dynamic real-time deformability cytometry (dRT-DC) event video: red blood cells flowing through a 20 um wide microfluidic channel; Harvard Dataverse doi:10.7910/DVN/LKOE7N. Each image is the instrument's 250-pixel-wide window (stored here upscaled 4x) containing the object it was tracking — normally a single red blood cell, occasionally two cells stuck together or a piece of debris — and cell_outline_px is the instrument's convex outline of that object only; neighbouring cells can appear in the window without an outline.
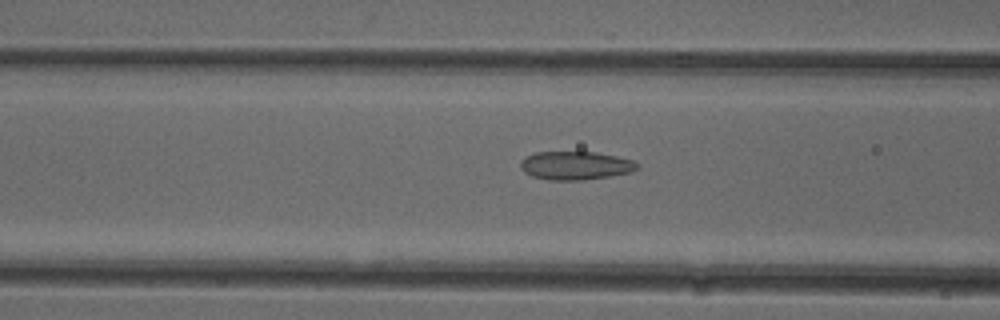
{"species": "common noctule bat (a hibernating species)", "species_latin": "Nyctalus noctula", "temperature_condition": "cold", "stored_images_in_passage": 53, "camera_frame_rate_fps": 3000, "um_per_image_px": 0.085, "animal": {"sex": "female"}, "frame": {"image": 1, "passage_image": 21, "time_ms": 6.667, "image_size_px": [1000, 320], "cell_outline_px": [[640, 168], [632, 172], [584, 180], [548, 180], [532, 176], [524, 172], [520, 168], [520, 160], [524, 156], [536, 152], [596, 152], [616, 156], [632, 160], [640, 164]], "centroid_in_image_um": [48.91, 14.07], "position_along_channel_um": 117.7, "area_um2": 19.54}}
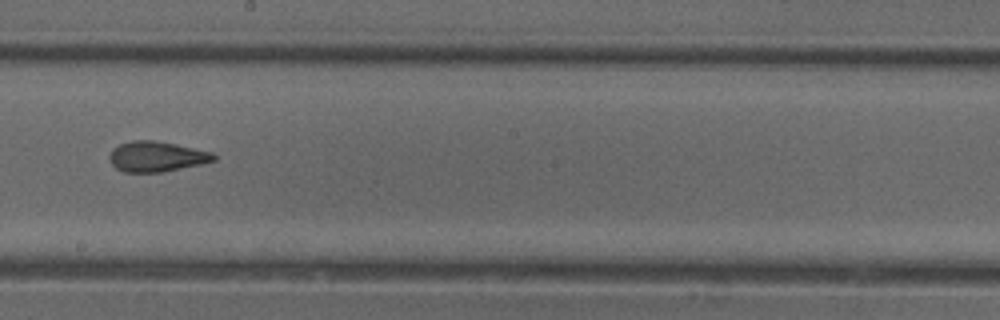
{"frame": {"image": 2, "passage_image": 30, "time_ms": 9.667, "image_size_px": [1000, 320], "cell_outline_px": [[216, 160], [204, 164], [160, 172], [124, 172], [116, 168], [112, 164], [108, 156], [112, 148], [120, 144], [132, 140], [156, 140], [176, 144], [212, 152], [216, 156]], "centroid_in_image_um": [13.31, 13.3], "position_along_channel_um": 234.9, "area_um2": 18.55}}
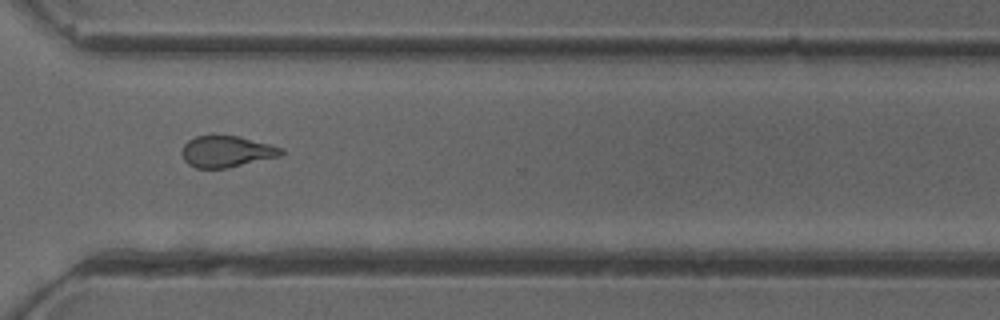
{"frame": {"image": 3, "passage_image": 39, "time_ms": 12.667, "image_size_px": [1000, 320], "cell_outline_px": [[284, 152], [280, 156], [228, 168], [196, 168], [188, 164], [184, 160], [180, 152], [184, 144], [188, 140], [196, 136], [212, 132], [236, 136], [284, 148]], "centroid_in_image_um": [19.2, 12.85], "position_along_channel_um": 351.4, "area_um2": 18.61}, "authors_computed_cell_mechanics": {"area_um2": 18.9006, "velocity_mm_per_s": 3.8961, "shape_relaxation_time_tau1_ms": 8.4475, "shape_relaxation_time_tau2_ms": 2.0962, "deformation_change_tau1": 0.1521, "deformation_change_tau2": 0.0826}}